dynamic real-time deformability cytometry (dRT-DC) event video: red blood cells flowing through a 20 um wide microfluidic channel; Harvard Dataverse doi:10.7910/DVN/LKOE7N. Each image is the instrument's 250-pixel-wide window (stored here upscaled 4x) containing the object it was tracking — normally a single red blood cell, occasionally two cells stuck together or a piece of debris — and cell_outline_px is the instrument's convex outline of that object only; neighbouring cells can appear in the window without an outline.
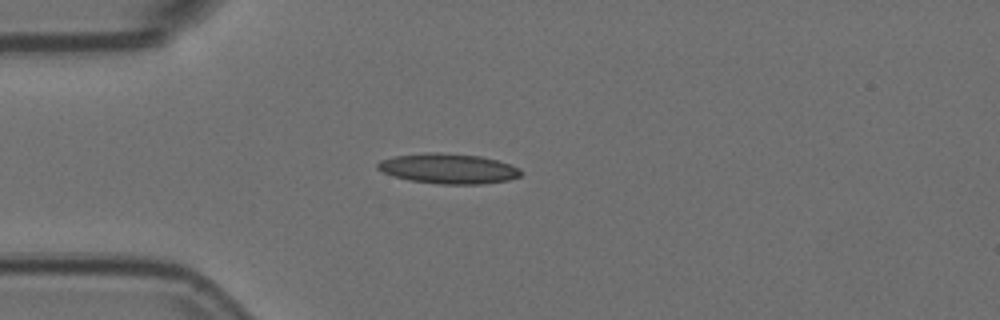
{"species": "Egyptian fruit bat (a non-hibernating species)", "species_latin": "Rousettus aegyptiacus", "temperature_condition": "room temperature", "stored_images_in_passage": 44, "camera_frame_rate_fps": 3000, "um_per_image_px": 0.085, "animal": {"sex": "female"}, "frame": {"image": 1, "passage_image": 1, "time_ms": 0.0, "image_size_px": [1000, 320], "cell_outline_px": [[524, 172], [520, 176], [508, 180], [480, 184], [440, 184], [408, 180], [392, 176], [376, 168], [376, 164], [380, 160], [392, 156], [424, 152], [440, 152], [480, 156], [496, 160], [520, 168]], "centroid_in_image_um": [38.07, 14.32], "position_along_channel_um": 46.9, "area_um2": 25.32}}
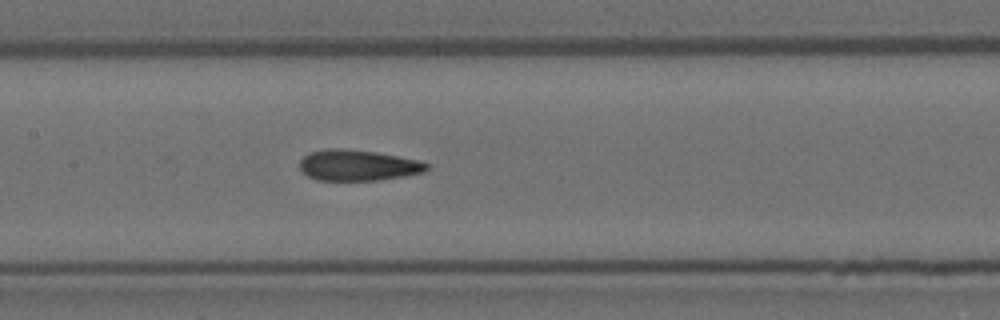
{"frame": {"image": 2, "passage_image": 13, "time_ms": 4.0, "image_size_px": [1000, 320], "cell_outline_px": [[428, 168], [424, 172], [404, 176], [376, 180], [316, 180], [308, 176], [300, 168], [300, 160], [308, 152], [328, 148], [340, 148], [376, 152], [420, 160], [428, 164]], "centroid_in_image_um": [30.41, 14.04], "position_along_channel_um": 177.0, "area_um2": 22.83}}
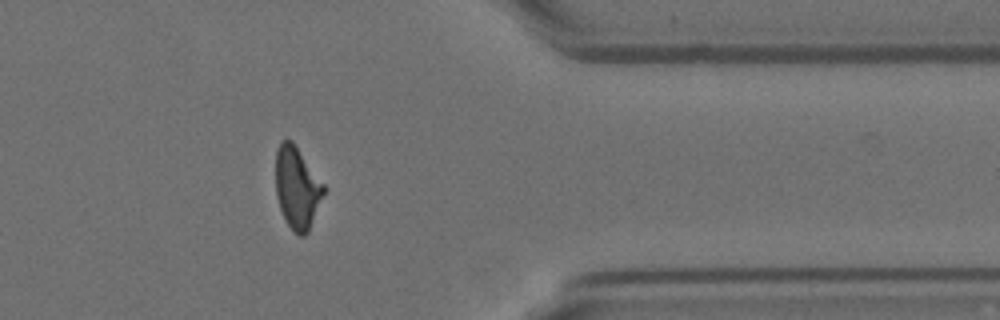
{"frame": {"image": 3, "passage_image": 32, "time_ms": 10.333, "image_size_px": [1000, 320], "cell_outline_px": [[324, 192], [308, 232], [304, 236], [300, 236], [288, 224], [280, 208], [276, 196], [276, 148], [280, 140], [292, 140], [324, 184]], "centroid_in_image_um": [25.23, 15.92], "position_along_channel_um": 386.2, "area_um2": 22.6}}